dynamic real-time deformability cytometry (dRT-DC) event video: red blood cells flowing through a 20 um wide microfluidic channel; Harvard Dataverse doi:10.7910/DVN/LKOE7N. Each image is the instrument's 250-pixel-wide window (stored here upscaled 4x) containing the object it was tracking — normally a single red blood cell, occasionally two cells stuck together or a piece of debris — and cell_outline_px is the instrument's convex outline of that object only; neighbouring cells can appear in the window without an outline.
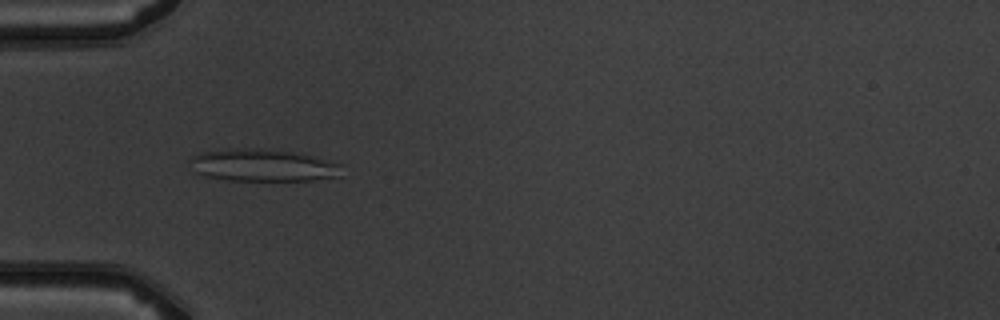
{"species": "common noctule bat (a hibernating species)", "species_latin": "Nyctalus noctula", "temperature_condition": "warm", "stored_images_in_passage": 5, "camera_frame_rate_fps": 3000, "um_per_image_px": 0.085, "animal": {"sex": "male", "body_mass_g": 19.5, "forearm_length_mm": 54.6}, "frame": {"image": 1, "passage_image": 4, "time_ms": 3.333, "image_size_px": [1000, 320], "cell_outline_px": [[340, 176], [312, 180], [228, 180], [200, 176], [196, 172], [188, 160], [192, 156], [200, 152], [228, 148], [256, 148], [292, 152], [312, 156], [340, 164]], "centroid_in_image_um": [22.25, 14.04], "position_along_channel_um": 62.8, "area_um2": 28.5}}
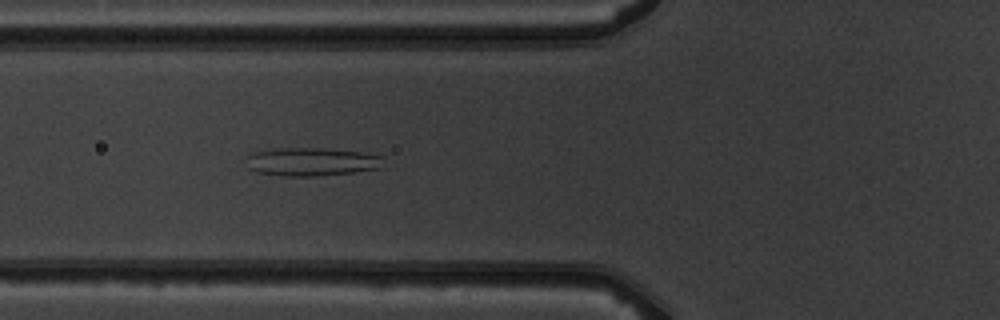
{"frame": {"image": 2, "passage_image": 5, "time_ms": 4.333, "image_size_px": [1000, 320], "cell_outline_px": [[384, 168], [356, 172], [316, 176], [284, 176], [256, 172], [248, 168], [248, 156], [256, 152], [280, 148], [324, 148], [360, 152], [384, 156]], "centroid_in_image_um": [26.58, 13.76], "position_along_channel_um": 99.2, "area_um2": 22.72}}